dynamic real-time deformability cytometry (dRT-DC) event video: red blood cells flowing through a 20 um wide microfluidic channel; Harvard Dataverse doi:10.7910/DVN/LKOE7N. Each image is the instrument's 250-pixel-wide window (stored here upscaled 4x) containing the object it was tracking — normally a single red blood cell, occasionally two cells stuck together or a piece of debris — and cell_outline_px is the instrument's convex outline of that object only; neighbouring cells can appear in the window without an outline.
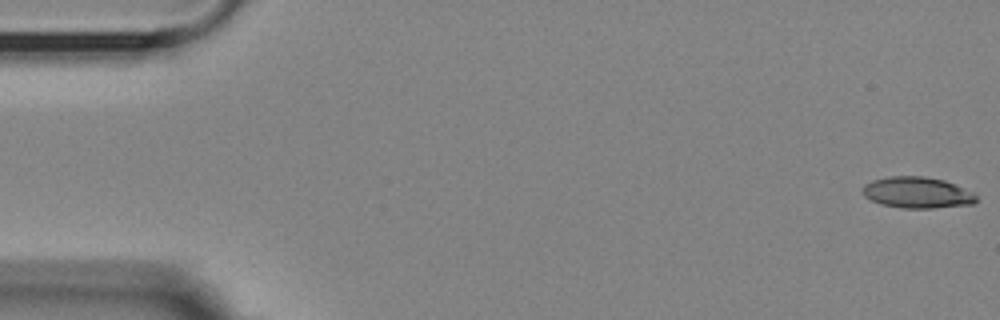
{"species": "Egyptian fruit bat (a non-hibernating species)", "species_latin": "Rousettus aegyptiacus", "temperature_condition": "room temperature", "stored_images_in_passage": 55, "camera_frame_rate_fps": 3000, "um_per_image_px": 0.085, "animal": {"sex": "female"}, "frame": {"image": 1, "passage_image": 1, "time_ms": 0.0, "image_size_px": [1000, 320], "cell_outline_px": [[976, 200], [972, 204], [932, 208], [900, 208], [880, 204], [864, 196], [860, 192], [864, 184], [872, 180], [888, 176], [924, 176], [944, 180], [964, 188], [972, 192], [976, 196]], "centroid_in_image_um": [77.91, 16.36], "position_along_channel_um": 7.1, "area_um2": 20.75}}
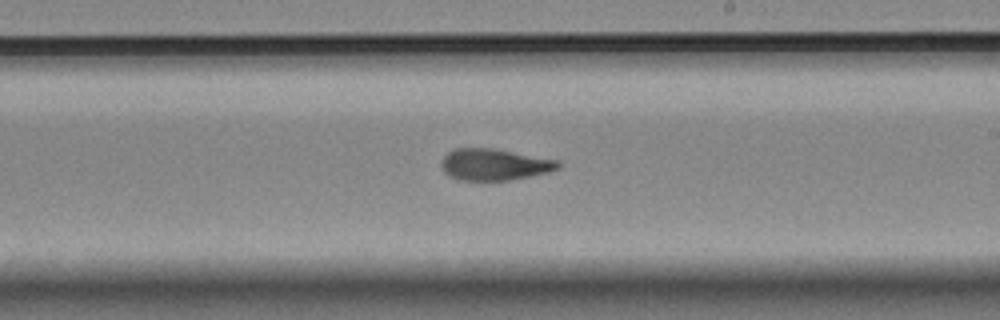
{"frame": {"image": 2, "passage_image": 32, "time_ms": 10.333, "image_size_px": [1000, 320], "cell_outline_px": [[560, 168], [548, 172], [508, 180], [460, 180], [444, 172], [440, 164], [444, 156], [452, 148], [492, 148], [556, 160], [560, 164]], "centroid_in_image_um": [41.97, 13.98], "position_along_channel_um": 247.0, "area_um2": 21.15}}
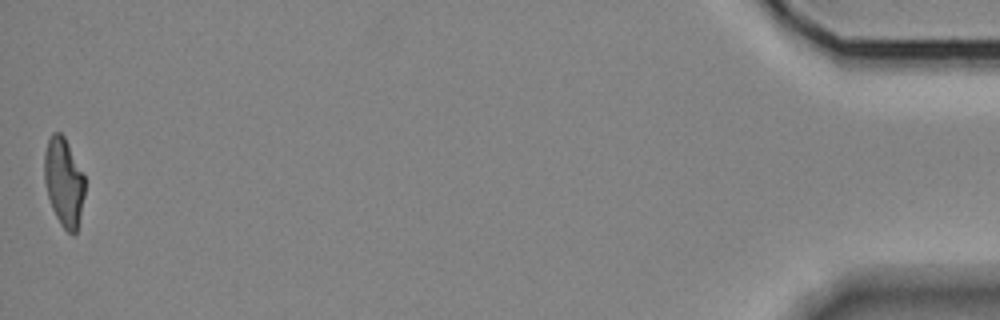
{"frame": {"image": 3, "passage_image": 55, "time_ms": 18.0, "image_size_px": [1000, 320], "cell_outline_px": [[84, 196], [76, 232], [72, 236], [60, 224], [52, 208], [48, 196], [44, 180], [44, 152], [48, 140], [52, 132], [60, 132], [64, 136], [84, 176]], "centroid_in_image_um": [5.4, 15.47], "position_along_channel_um": 429.8, "area_um2": 20.63}, "authors_computed_cell_mechanics": {"area_um2": 21.5594, "velocity_mm_per_s": 3.6057, "shape_relaxation_time_tau1_ms": null, "shape_relaxation_time_tau2_ms": 2.516, "deformation_change_tau1": null, "deformation_change_tau2": 0.0944}}